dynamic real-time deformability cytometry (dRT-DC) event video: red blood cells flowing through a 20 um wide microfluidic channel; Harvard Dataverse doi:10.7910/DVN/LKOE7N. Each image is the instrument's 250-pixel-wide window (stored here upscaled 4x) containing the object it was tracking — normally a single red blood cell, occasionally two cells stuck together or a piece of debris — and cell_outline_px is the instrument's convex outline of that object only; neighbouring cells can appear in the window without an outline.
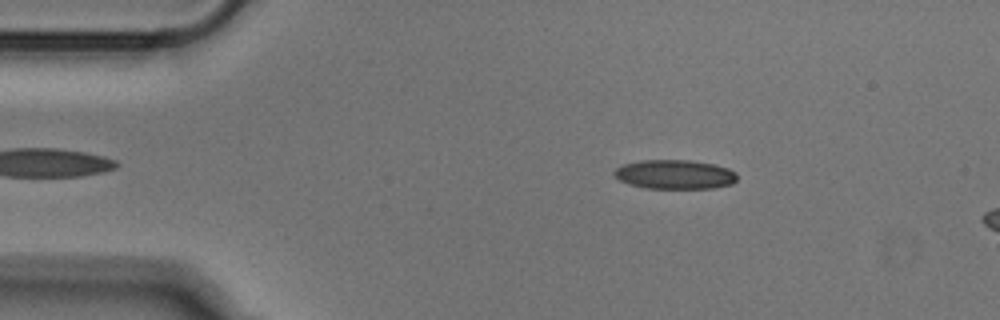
{"species": "Egyptian fruit bat (a non-hibernating species)", "species_latin": "Rousettus aegyptiacus", "temperature_condition": "cold", "stored_images_in_passage": 10, "camera_frame_rate_fps": 3000, "um_per_image_px": 0.085, "animal": {"sex": "male"}, "frame": {"image": 1, "passage_image": 5, "time_ms": 1.333, "image_size_px": [1000, 320], "cell_outline_px": [[736, 180], [732, 184], [712, 188], [644, 188], [628, 184], [620, 180], [612, 172], [616, 168], [624, 164], [640, 160], [692, 160], [712, 164], [728, 168], [736, 172]], "centroid_in_image_um": [57.34, 14.82], "position_along_channel_um": 27.7, "area_um2": 20.92}}